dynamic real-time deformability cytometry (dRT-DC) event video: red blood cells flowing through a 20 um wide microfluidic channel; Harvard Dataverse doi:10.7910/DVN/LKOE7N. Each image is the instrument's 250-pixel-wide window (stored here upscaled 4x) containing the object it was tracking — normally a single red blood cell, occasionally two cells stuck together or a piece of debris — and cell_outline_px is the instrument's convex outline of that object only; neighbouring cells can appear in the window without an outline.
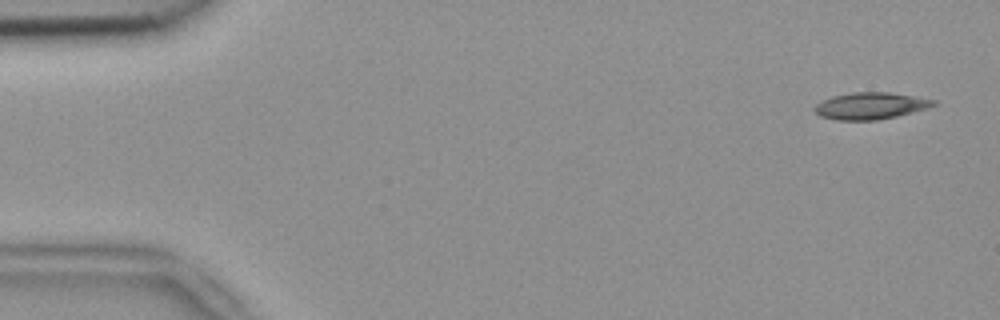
{"species": "common noctule bat (a hibernating species)", "species_latin": "Nyctalus noctula", "temperature_condition": "room temperature", "stored_images_in_passage": 52, "camera_frame_rate_fps": 3000, "um_per_image_px": 0.085, "animal": {"sex": "female", "body_mass_g": 18.4}, "frame": {"image": 1, "passage_image": 1, "time_ms": 0.0, "image_size_px": [1000, 320], "cell_outline_px": [[936, 104], [928, 108], [896, 116], [876, 120], [836, 120], [820, 116], [812, 108], [820, 100], [832, 96], [852, 92], [888, 92], [916, 96], [936, 100]], "centroid_in_image_um": [73.96, 8.99], "position_along_channel_um": 11.0, "area_um2": 18.67}}
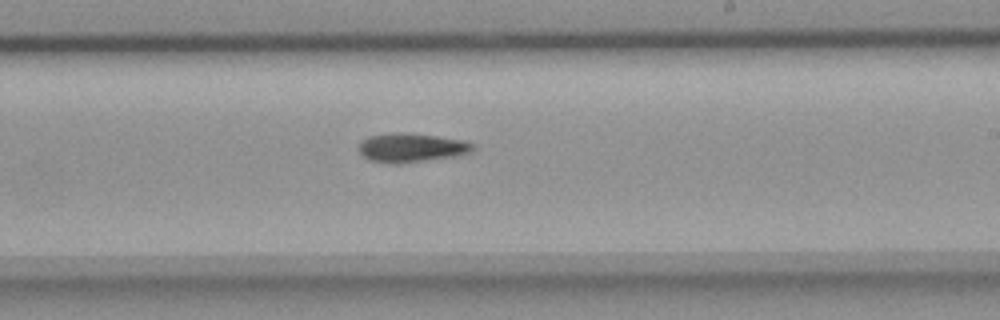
{"frame": {"image": 2, "passage_image": 30, "time_ms": 9.667, "image_size_px": [1000, 320], "cell_outline_px": [[476, 148], [468, 152], [456, 156], [400, 164], [392, 164], [368, 160], [360, 152], [360, 144], [368, 136], [396, 132], [404, 132], [436, 136], [460, 140], [476, 144]], "centroid_in_image_um": [34.97, 12.56], "position_along_channel_um": 254.0, "area_um2": 19.19}}
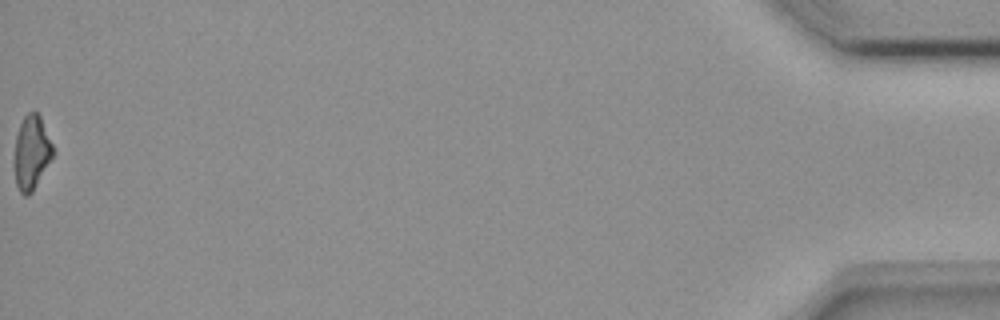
{"frame": {"image": 3, "passage_image": 52, "time_ms": 17.0, "image_size_px": [1000, 320], "cell_outline_px": [[56, 152], [32, 192], [28, 196], [24, 196], [20, 192], [16, 184], [12, 164], [16, 136], [20, 124], [24, 116], [28, 112], [36, 112], [40, 116]], "centroid_in_image_um": [2.66, 13.0], "position_along_channel_um": 432.5, "area_um2": 17.05}, "authors_computed_cell_mechanics": {"area_um2": 18.5249, "velocity_mm_per_s": 3.8119, "shape_relaxation_time_tau1_ms": 6.944, "shape_relaxation_time_tau2_ms": null, "deformation_change_tau1": 0.1627, "deformation_change_tau2": null}}